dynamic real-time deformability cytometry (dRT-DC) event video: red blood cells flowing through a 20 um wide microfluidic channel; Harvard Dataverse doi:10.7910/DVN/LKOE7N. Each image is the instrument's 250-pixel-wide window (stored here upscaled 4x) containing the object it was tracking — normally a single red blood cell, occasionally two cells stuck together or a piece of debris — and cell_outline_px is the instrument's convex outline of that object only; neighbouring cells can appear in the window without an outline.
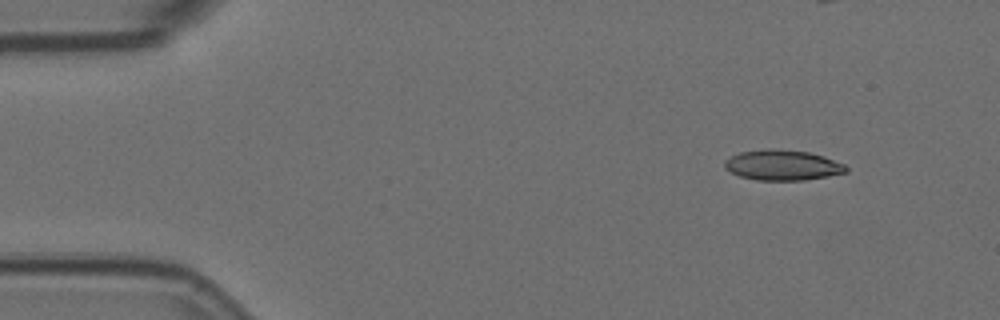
{"species": "Egyptian fruit bat (a non-hibernating species)", "species_latin": "Rousettus aegyptiacus", "temperature_condition": "room temperature", "stored_images_in_passage": 53, "camera_frame_rate_fps": 3000, "um_per_image_px": 0.085, "animal": {"sex": "female"}, "frame": {"image": 1, "passage_image": 2, "time_ms": 0.333, "image_size_px": [1000, 320], "cell_outline_px": [[848, 172], [828, 176], [804, 180], [756, 180], [740, 176], [724, 168], [724, 160], [740, 152], [768, 148], [772, 148], [808, 152], [824, 156], [844, 164], [848, 168]], "centroid_in_image_um": [66.52, 14.03], "position_along_channel_um": 18.5, "area_um2": 21.5}}
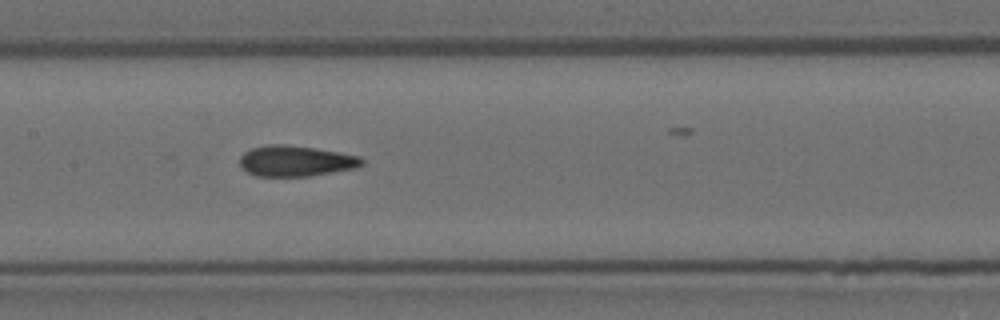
{"frame": {"image": 2, "passage_image": 23, "time_ms": 7.333, "image_size_px": [1000, 320], "cell_outline_px": [[364, 164], [356, 168], [308, 176], [256, 176], [248, 172], [240, 164], [240, 156], [244, 152], [252, 148], [268, 144], [284, 144], [312, 148], [360, 156], [364, 160]], "centroid_in_image_um": [25.13, 13.68], "position_along_channel_um": 182.3, "area_um2": 21.68}}
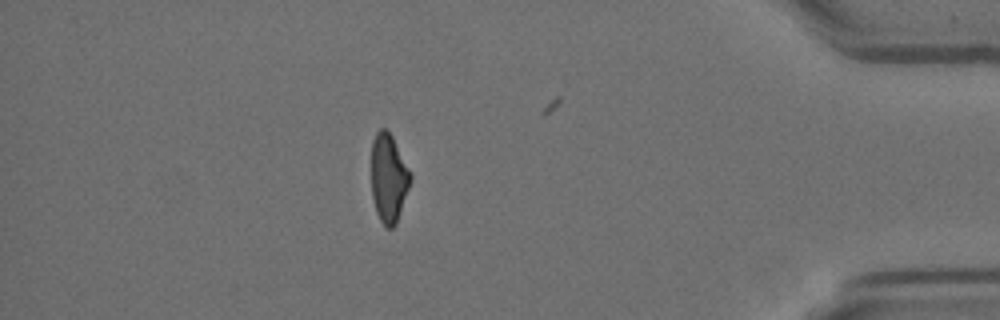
{"frame": {"image": 3, "passage_image": 45, "time_ms": 14.667, "image_size_px": [1000, 320], "cell_outline_px": [[412, 180], [396, 224], [392, 228], [384, 228], [376, 212], [372, 196], [372, 140], [376, 132], [380, 128], [384, 128], [392, 136], [412, 172]], "centroid_in_image_um": [33.05, 15.15], "position_along_channel_um": 402.1, "area_um2": 20.4}, "authors_computed_cell_mechanics": {"area_um2": 21.675, "velocity_mm_per_s": 3.6066, "shape_relaxation_time_tau1_ms": null, "shape_relaxation_time_tau2_ms": 2.2416, "deformation_change_tau1": null, "deformation_change_tau2": 0.0921}}